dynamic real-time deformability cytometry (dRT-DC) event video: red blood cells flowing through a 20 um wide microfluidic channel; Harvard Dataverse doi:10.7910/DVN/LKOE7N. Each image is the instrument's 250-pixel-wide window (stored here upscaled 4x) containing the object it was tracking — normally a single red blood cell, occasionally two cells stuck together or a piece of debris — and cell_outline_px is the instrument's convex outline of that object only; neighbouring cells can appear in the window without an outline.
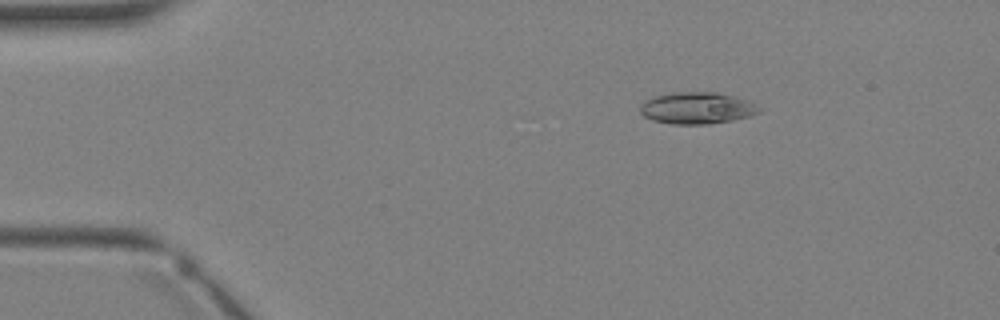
{"species": "Egyptian fruit bat (a non-hibernating species)", "species_latin": "Rousettus aegyptiacus", "temperature_condition": "warm", "stored_images_in_passage": 2, "camera_frame_rate_fps": 3000, "um_per_image_px": 0.085, "animal": {"sex": "female"}, "frame": {"image": 1, "passage_image": 1, "time_ms": 0.0, "image_size_px": [1000, 320], "cell_outline_px": [[764, 108], [760, 112], [752, 116], [732, 120], [708, 124], [672, 124], [652, 120], [644, 116], [640, 112], [640, 104], [652, 96], [672, 92], [716, 92], [748, 100]], "centroid_in_image_um": [59.26, 9.18], "position_along_channel_um": 25.7, "area_um2": 22.25}}